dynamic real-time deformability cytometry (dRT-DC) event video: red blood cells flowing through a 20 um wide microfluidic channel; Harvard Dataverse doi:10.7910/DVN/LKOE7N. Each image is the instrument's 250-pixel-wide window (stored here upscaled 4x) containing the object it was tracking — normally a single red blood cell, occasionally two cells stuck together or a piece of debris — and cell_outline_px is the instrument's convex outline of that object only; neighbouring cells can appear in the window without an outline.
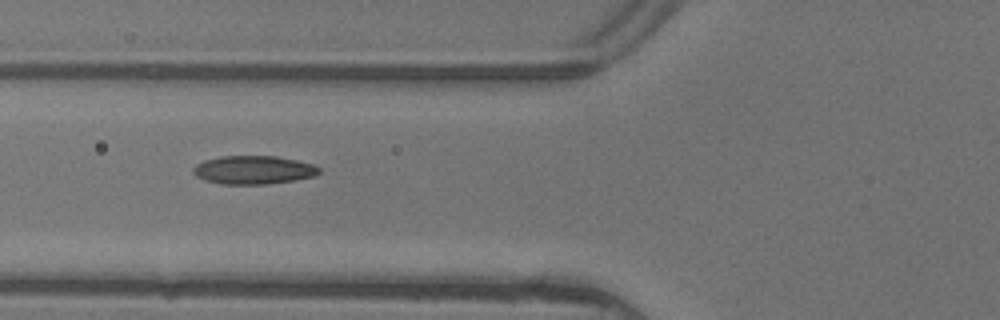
{"species": "common noctule bat (a hibernating species)", "species_latin": "Nyctalus noctula", "temperature_condition": "warm", "stored_images_in_passage": 10, "camera_frame_rate_fps": 3000, "um_per_image_px": 0.085, "animal": {"sex": "female"}, "frame": {"image": 1, "passage_image": 7, "time_ms": 2.0, "image_size_px": [1000, 320], "cell_outline_px": [[320, 172], [316, 176], [296, 180], [264, 184], [224, 184], [204, 180], [196, 176], [192, 172], [192, 168], [196, 164], [204, 160], [220, 156], [276, 156], [296, 160], [312, 164], [320, 168]], "centroid_in_image_um": [21.54, 14.44], "position_along_channel_um": 104.3, "area_um2": 20.92}}
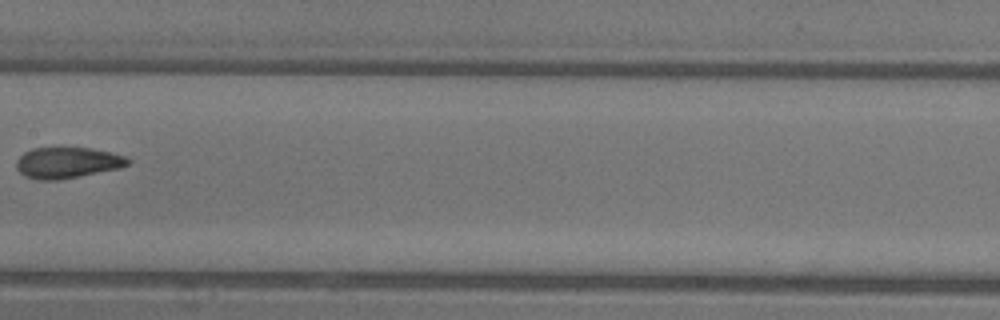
{"frame": {"image": 2, "passage_image": 9, "time_ms": 2.667, "image_size_px": [1000, 320], "cell_outline_px": [[132, 160], [128, 164], [120, 168], [56, 180], [40, 180], [24, 176], [16, 168], [16, 160], [24, 152], [32, 148], [92, 148], [128, 156]], "centroid_in_image_um": [5.73, 13.82], "position_along_channel_um": 201.7, "area_um2": 20.11}}
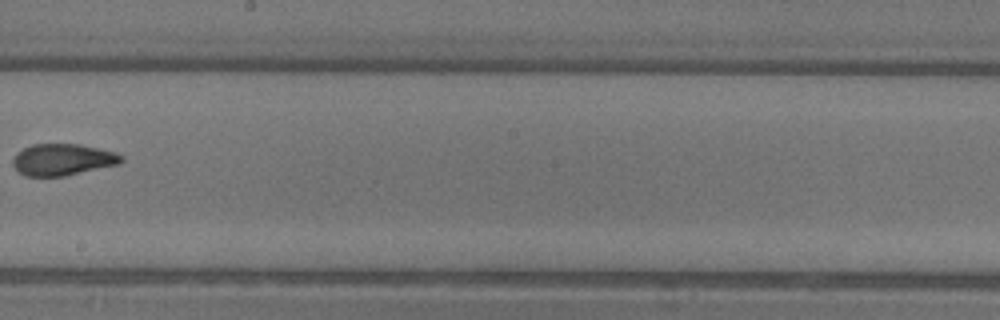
{"frame": {"image": 3, "passage_image": 10, "time_ms": 3.0, "image_size_px": [1000, 320], "cell_outline_px": [[124, 160], [120, 164], [64, 176], [24, 176], [12, 164], [12, 160], [16, 152], [32, 144], [80, 144], [116, 152], [124, 156]], "centroid_in_image_um": [5.34, 13.56], "position_along_channel_um": 242.9, "area_um2": 20.11}}